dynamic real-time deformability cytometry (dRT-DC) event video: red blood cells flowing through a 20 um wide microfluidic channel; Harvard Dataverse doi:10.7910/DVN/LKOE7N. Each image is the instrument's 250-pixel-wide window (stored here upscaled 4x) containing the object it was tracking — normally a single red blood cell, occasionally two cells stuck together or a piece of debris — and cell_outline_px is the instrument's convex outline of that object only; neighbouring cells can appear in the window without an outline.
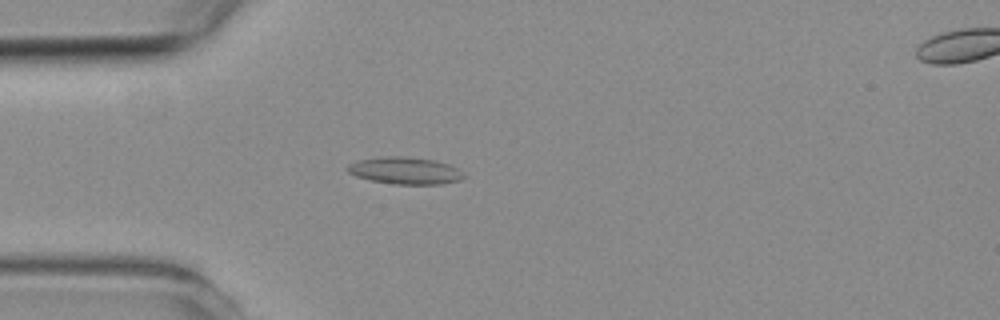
{"species": "common noctule bat (a hibernating species)", "species_latin": "Nyctalus noctula", "temperature_condition": "room temperature", "stored_images_in_passage": 5, "segment_of_instrument_passage": [1, 2], "camera_frame_rate_fps": 3000, "um_per_image_px": 0.085, "animal": {"sex": "female", "body_mass_g": 19.3, "forearm_length_mm": 54.1}, "frame": {"image": 1, "passage_image": 4, "time_ms": 3.333, "image_size_px": [1000, 320], "cell_outline_px": [[468, 176], [460, 180], [440, 184], [392, 184], [372, 180], [356, 176], [348, 172], [344, 168], [348, 164], [356, 160], [380, 156], [404, 156], [432, 160], [448, 164], [456, 168]], "centroid_in_image_um": [34.39, 14.5], "position_along_channel_um": 50.6, "area_um2": 18.44}}